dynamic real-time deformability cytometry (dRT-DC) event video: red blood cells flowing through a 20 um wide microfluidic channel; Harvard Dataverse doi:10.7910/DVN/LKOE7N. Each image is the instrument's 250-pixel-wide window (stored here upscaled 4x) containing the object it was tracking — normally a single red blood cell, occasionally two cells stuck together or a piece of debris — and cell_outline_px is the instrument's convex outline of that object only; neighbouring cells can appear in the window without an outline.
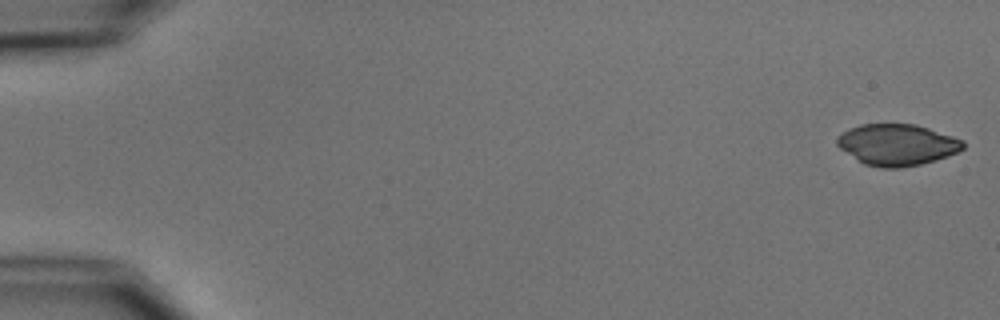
{"species": "common noctule bat (a hibernating species)", "species_latin": "Nyctalus noctula", "temperature_condition": "cold", "stored_images_in_passage": 5, "camera_frame_rate_fps": 3000, "um_per_image_px": 0.085, "animal": {"sex": "male", "body_mass_g": 15.6}, "frame": {"image": 1, "passage_image": 1, "time_ms": 0.0, "image_size_px": [1000, 320], "cell_outline_px": [[964, 148], [948, 156], [936, 160], [920, 164], [900, 168], [880, 168], [864, 164], [840, 148], [836, 144], [836, 140], [848, 128], [860, 124], [916, 124], [964, 140]], "centroid_in_image_um": [76.26, 12.3], "position_along_channel_um": 8.7, "area_um2": 30.23}}